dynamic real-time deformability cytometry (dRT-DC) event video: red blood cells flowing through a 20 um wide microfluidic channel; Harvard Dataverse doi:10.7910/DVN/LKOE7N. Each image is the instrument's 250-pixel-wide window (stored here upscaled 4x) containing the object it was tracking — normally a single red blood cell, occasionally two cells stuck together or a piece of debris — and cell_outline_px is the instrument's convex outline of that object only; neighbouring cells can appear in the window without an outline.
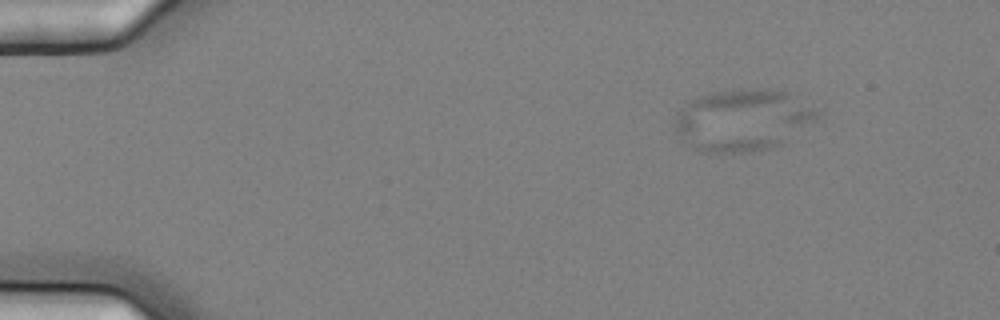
{"species": "common noctule bat (a hibernating species)", "species_latin": "Nyctalus noctula", "temperature_condition": "cold", "stored_images_in_passage": 5, "camera_frame_rate_fps": 3000, "um_per_image_px": 0.085, "animal": {"sex": "female", "body_mass_g": 25.1}, "frame": {"image": 1, "passage_image": 3, "time_ms": 0.667, "image_size_px": [1000, 320], "cell_outline_px": [[820, 112], [812, 120], [776, 144], [768, 148], [752, 152], [700, 152], [692, 148], [680, 140], [672, 124], [676, 112], [680, 108], [696, 96], [712, 92], [736, 88], [768, 88], [788, 92]], "centroid_in_image_um": [62.96, 10.17], "position_along_channel_um": 22.0, "area_um2": 50.92}}